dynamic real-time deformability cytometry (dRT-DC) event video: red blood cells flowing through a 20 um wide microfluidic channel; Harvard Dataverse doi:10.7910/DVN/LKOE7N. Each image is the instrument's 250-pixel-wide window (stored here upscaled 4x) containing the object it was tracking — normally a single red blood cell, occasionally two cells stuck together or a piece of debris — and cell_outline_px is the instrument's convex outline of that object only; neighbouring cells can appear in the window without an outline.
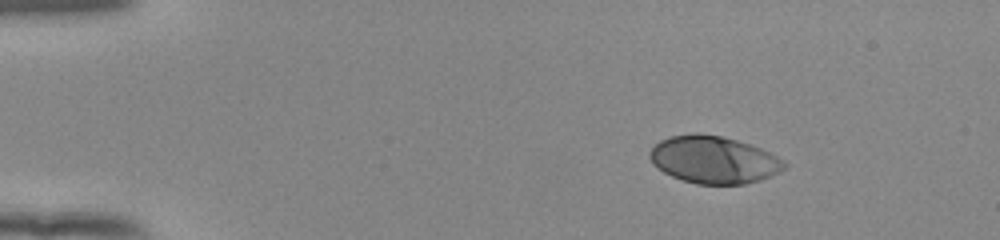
{"species": "human", "species_latin": "Homo sapiens", "temperature_condition": "room temperature", "stored_images_in_passage": 46, "camera_frame_rate_fps": 3000, "um_per_image_px": 0.085, "donor": {"sex": "female"}, "frame": {"image": 1, "passage_image": 1, "time_ms": 0.0, "image_size_px": [1000, 240], "cell_outline_px": [[788, 168], [772, 176], [760, 180], [744, 184], [696, 184], [672, 176], [664, 172], [652, 164], [648, 156], [648, 152], [660, 140], [672, 136], [692, 132], [696, 132], [720, 136], [736, 140], [760, 148], [784, 160], [788, 164]], "centroid_in_image_um": [60.67, 13.58], "position_along_channel_um": 24.3, "area_um2": 37.28}}
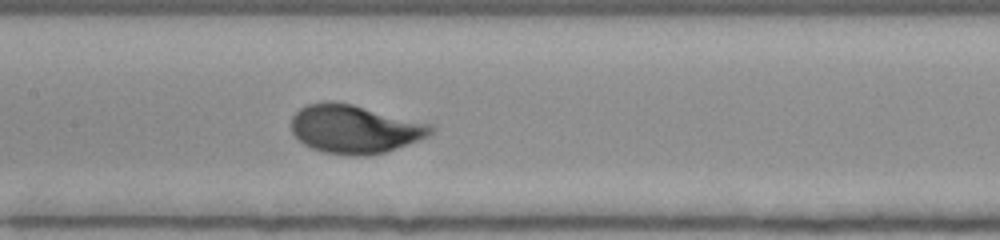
{"frame": {"image": 2, "passage_image": 20, "time_ms": 6.333, "image_size_px": [1000, 240], "cell_outline_px": [[432, 132], [428, 136], [384, 152], [368, 156], [352, 156], [320, 152], [304, 144], [292, 132], [292, 116], [300, 108], [308, 104], [324, 100], [332, 100], [352, 104], [432, 124]], "centroid_in_image_um": [30.1, 10.96], "position_along_channel_um": 177.3, "area_um2": 39.36}}
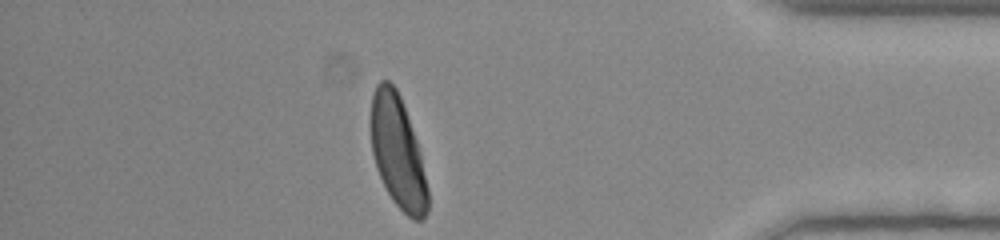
{"frame": {"image": 3, "passage_image": 40, "time_ms": 13.0, "image_size_px": [1000, 240], "cell_outline_px": [[428, 212], [424, 220], [412, 220], [392, 200], [376, 168], [372, 152], [368, 124], [372, 92], [376, 84], [380, 80], [388, 80], [396, 88], [400, 96], [416, 140], [420, 152], [428, 188]], "centroid_in_image_um": [33.77, 12.9], "position_along_channel_um": 401.4, "area_um2": 37.69}, "authors_computed_cell_mechanics": {"area_um2": 37.9168, "velocity_mm_per_s": 3.8399, "shape_relaxation_time_tau1_ms": 2.3504, "shape_relaxation_time_tau2_ms": null, "deformation_change_tau1": 0.1442, "deformation_change_tau2": null}}